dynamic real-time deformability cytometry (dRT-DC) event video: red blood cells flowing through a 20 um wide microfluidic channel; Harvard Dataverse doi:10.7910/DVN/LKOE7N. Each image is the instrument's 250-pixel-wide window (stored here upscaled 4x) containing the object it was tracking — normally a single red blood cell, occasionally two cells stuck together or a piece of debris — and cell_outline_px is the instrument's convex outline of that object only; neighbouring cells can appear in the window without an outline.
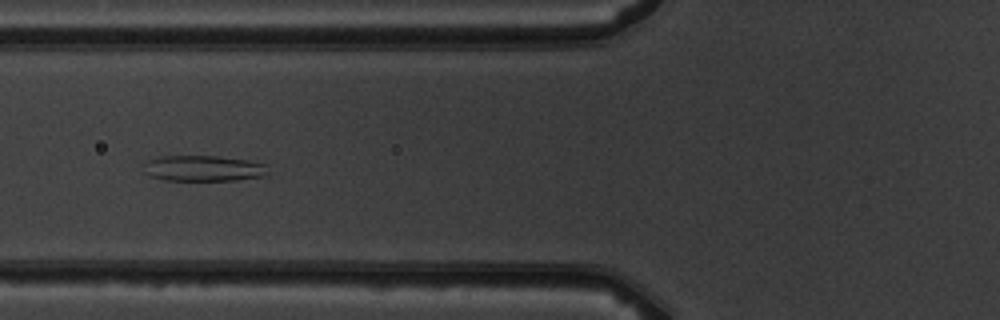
{"species": "common noctule bat (a hibernating species)", "species_latin": "Nyctalus noctula", "temperature_condition": "warm", "stored_images_in_passage": 4, "camera_frame_rate_fps": 3000, "um_per_image_px": 0.085, "animal": {"sex": "male", "body_mass_g": 19.5, "forearm_length_mm": 54.6}, "frame": {"image": 1, "passage_image": 4, "time_ms": 4.333, "image_size_px": [1000, 320], "cell_outline_px": [[268, 176], [236, 180], [164, 180], [148, 176], [144, 172], [144, 164], [148, 160], [160, 156], [216, 156], [248, 160], [264, 164]], "centroid_in_image_um": [17.26, 14.31], "position_along_channel_um": 108.5, "area_um2": 18.73}}